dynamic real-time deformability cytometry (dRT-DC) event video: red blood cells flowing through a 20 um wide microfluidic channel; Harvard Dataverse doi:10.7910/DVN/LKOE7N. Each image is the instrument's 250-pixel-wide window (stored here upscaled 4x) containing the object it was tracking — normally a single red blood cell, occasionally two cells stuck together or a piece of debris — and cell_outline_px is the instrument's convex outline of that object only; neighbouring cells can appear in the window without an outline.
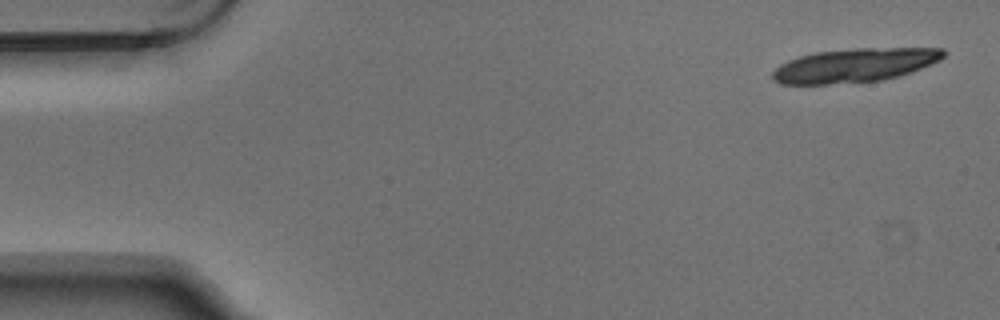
{"species": "Egyptian fruit bat (a non-hibernating species)", "species_latin": "Rousettus aegyptiacus", "temperature_condition": "warm", "stored_images_in_passage": 8, "segment_of_instrument_passage": [1, 2], "camera_frame_rate_fps": 3000, "um_per_image_px": 0.085, "animal": {"sex": "male"}, "frame": {"image": 1, "passage_image": 1, "time_ms": 0.0, "image_size_px": [1000, 320], "cell_outline_px": [[948, 52], [940, 60], [920, 68], [884, 80], [828, 84], [780, 84], [772, 80], [772, 72], [780, 64], [788, 60], [800, 56], [816, 52], [856, 48], [944, 48]], "centroid_in_image_um": [72.63, 5.54], "position_along_channel_um": 12.4, "area_um2": 33.58}}